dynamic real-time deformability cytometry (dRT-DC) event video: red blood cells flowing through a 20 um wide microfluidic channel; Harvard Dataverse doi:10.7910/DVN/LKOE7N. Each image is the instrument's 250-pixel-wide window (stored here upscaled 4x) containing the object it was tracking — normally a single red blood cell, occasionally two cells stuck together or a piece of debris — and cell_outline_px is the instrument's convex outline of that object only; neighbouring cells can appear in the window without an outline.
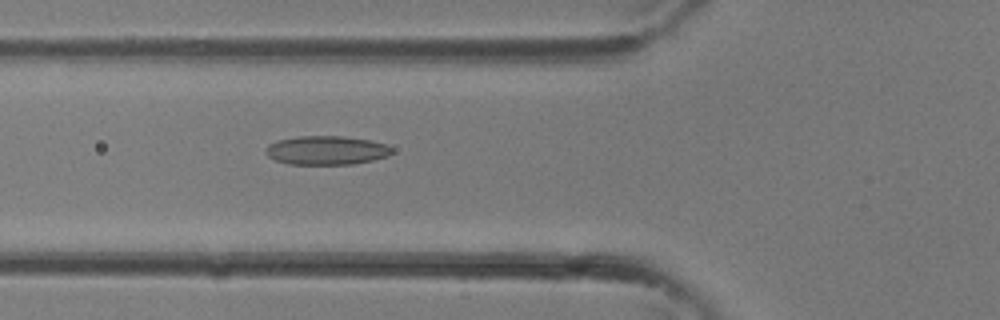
{"species": "common noctule bat (a hibernating species)", "species_latin": "Nyctalus noctula", "temperature_condition": "room temperature", "stored_images_in_passage": 35, "camera_frame_rate_fps": 3000, "um_per_image_px": 0.085, "animal": {"sex": "female"}, "frame": {"image": 1, "passage_image": 13, "time_ms": 4.0, "image_size_px": [1000, 320], "cell_outline_px": [[392, 152], [388, 156], [372, 160], [352, 164], [288, 164], [276, 160], [268, 156], [264, 152], [268, 144], [276, 140], [300, 136], [344, 136], [372, 140], [384, 144], [392, 148]], "centroid_in_image_um": [27.73, 12.77], "position_along_channel_um": 98.1, "area_um2": 21.27}}
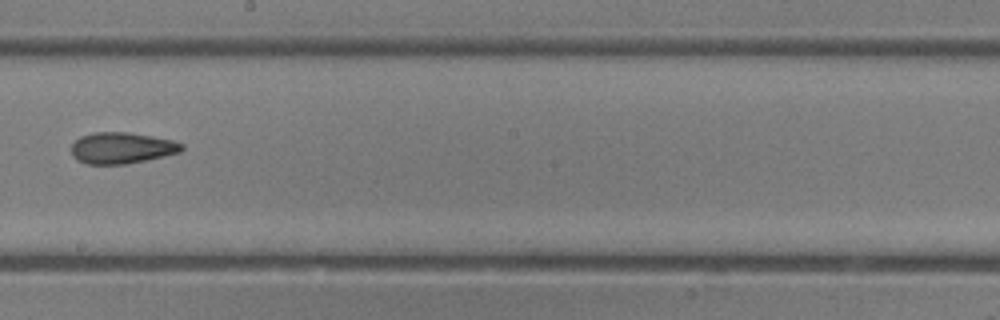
{"frame": {"image": 2, "passage_image": 20, "time_ms": 6.333, "image_size_px": [1000, 320], "cell_outline_px": [[184, 148], [180, 152], [164, 156], [128, 164], [88, 164], [76, 160], [72, 156], [72, 144], [80, 136], [92, 132], [128, 132], [152, 136], [172, 140], [184, 144]], "centroid_in_image_um": [10.34, 12.57], "position_along_channel_um": 237.9, "area_um2": 20.23}}
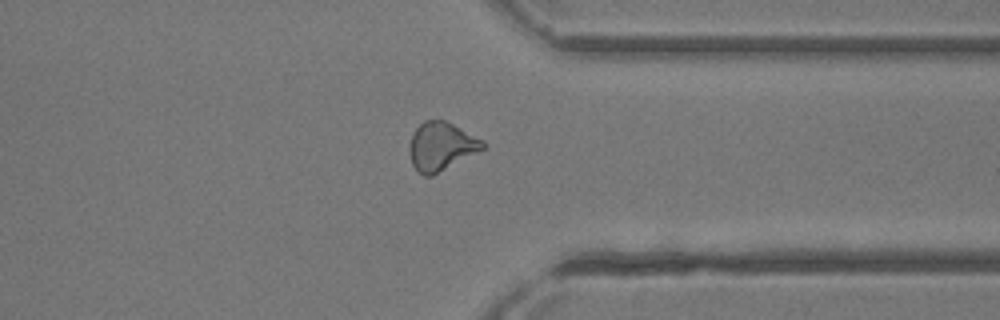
{"frame": {"image": 3, "passage_image": 27, "time_ms": 8.667, "image_size_px": [1000, 320], "cell_outline_px": [[488, 144], [484, 148], [432, 176], [424, 176], [412, 164], [408, 148], [412, 136], [416, 128], [424, 120], [444, 120], [484, 140]], "centroid_in_image_um": [37.5, 12.43], "position_along_channel_um": 373.9, "area_um2": 20.4}}